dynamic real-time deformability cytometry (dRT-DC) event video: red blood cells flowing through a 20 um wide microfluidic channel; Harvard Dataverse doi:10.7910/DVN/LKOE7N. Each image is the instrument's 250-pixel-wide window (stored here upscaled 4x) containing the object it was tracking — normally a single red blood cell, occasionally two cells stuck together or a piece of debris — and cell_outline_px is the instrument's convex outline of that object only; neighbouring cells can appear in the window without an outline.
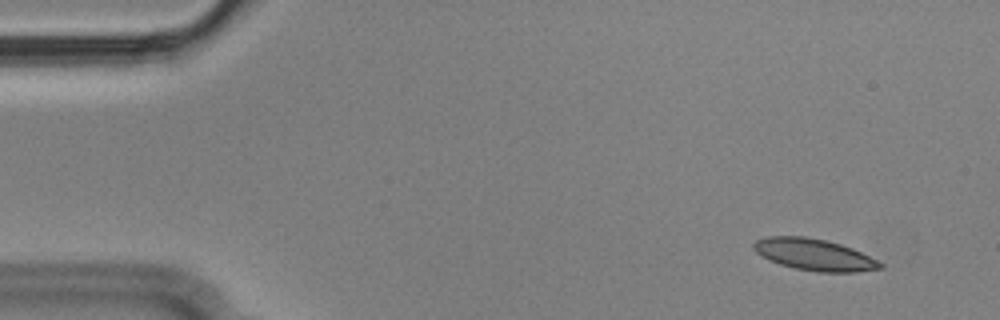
{"species": "Egyptian fruit bat (a non-hibernating species)", "species_latin": "Rousettus aegyptiacus", "temperature_condition": "cold", "stored_images_in_passage": 55, "camera_frame_rate_fps": 3000, "um_per_image_px": 0.085, "animal": {"sex": "male"}, "frame": {"image": 1, "passage_image": 4, "time_ms": 1.0, "image_size_px": [1000, 320], "cell_outline_px": [[884, 268], [856, 272], [820, 272], [796, 268], [780, 264], [768, 260], [760, 256], [752, 248], [752, 244], [756, 240], [768, 236], [804, 236], [824, 240], [840, 244], [852, 248], [884, 264]], "centroid_in_image_um": [69.18, 21.64], "position_along_channel_um": 15.8, "area_um2": 23.24}}
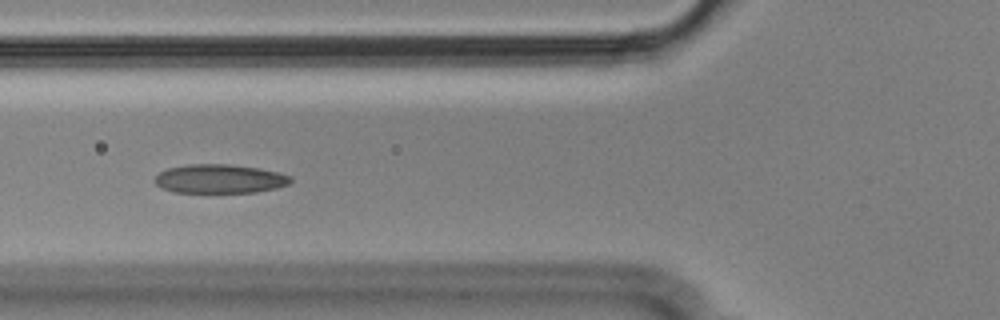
{"frame": {"image": 2, "passage_image": 20, "time_ms": 6.333, "image_size_px": [1000, 320], "cell_outline_px": [[292, 180], [288, 184], [276, 188], [256, 192], [172, 192], [156, 184], [152, 180], [160, 172], [168, 168], [188, 164], [228, 164], [260, 168], [292, 176]], "centroid_in_image_um": [18.67, 15.19], "position_along_channel_um": 107.1, "area_um2": 22.83}}
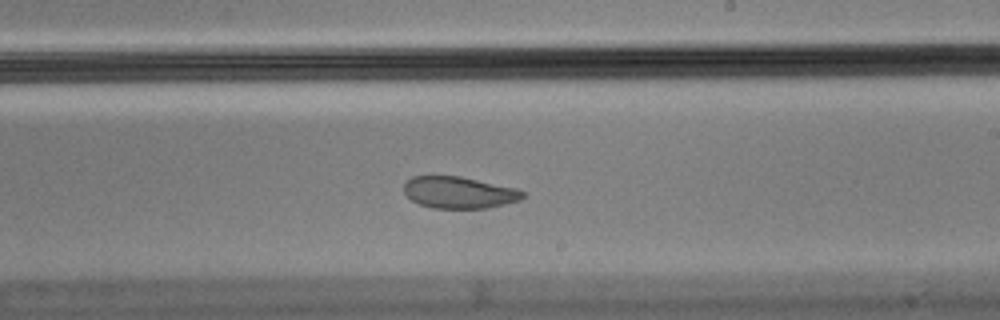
{"frame": {"image": 3, "passage_image": 32, "time_ms": 10.333, "image_size_px": [1000, 320], "cell_outline_px": [[524, 196], [520, 200], [488, 208], [432, 208], [420, 204], [412, 200], [404, 192], [404, 184], [412, 176], [460, 176], [516, 188], [524, 192]], "centroid_in_image_um": [39.02, 16.36], "position_along_channel_um": 250.0, "area_um2": 21.85}, "authors_computed_cell_mechanics": {"area_um2": 23.7558, "velocity_mm_per_s": 3.5691, "shape_relaxation_time_tau1_ms": null, "shape_relaxation_time_tau2_ms": 2.5064, "deformation_change_tau1": null, "deformation_change_tau2": 0.0517}}